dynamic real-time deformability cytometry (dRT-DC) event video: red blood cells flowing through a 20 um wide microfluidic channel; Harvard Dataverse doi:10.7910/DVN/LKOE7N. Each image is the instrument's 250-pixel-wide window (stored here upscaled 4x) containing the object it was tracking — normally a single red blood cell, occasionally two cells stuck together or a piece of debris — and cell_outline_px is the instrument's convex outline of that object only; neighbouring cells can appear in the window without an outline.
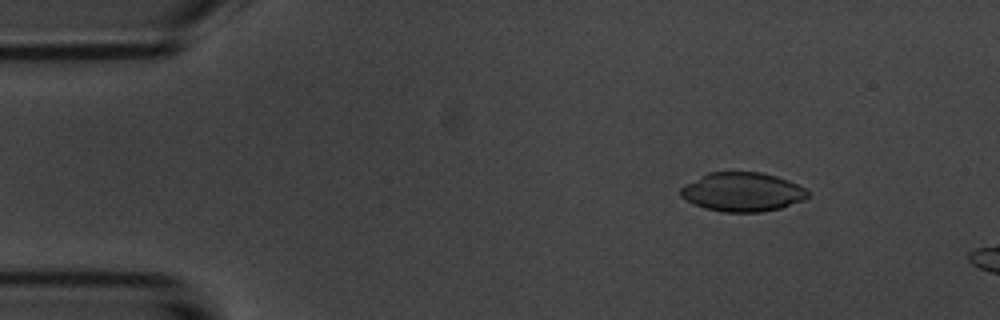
{"species": "common noctule bat (a hibernating species)", "species_latin": "Nyctalus noctula", "temperature_condition": "room temperature", "stored_images_in_passage": 12, "camera_frame_rate_fps": 3000, "um_per_image_px": 0.085, "animal": {"sex": "male", "body_mass_g": 20.1, "forearm_length_mm": 53.5}, "frame": {"image": 1, "passage_image": 7, "time_ms": 2.0, "image_size_px": [1000, 320], "cell_outline_px": [[808, 196], [804, 200], [780, 208], [760, 212], [724, 212], [704, 208], [692, 204], [680, 196], [680, 188], [684, 184], [708, 172], [760, 172], [776, 176], [788, 180], [804, 188], [808, 192]], "centroid_in_image_um": [63.06, 16.32], "position_along_channel_um": 21.9, "area_um2": 28.96}}